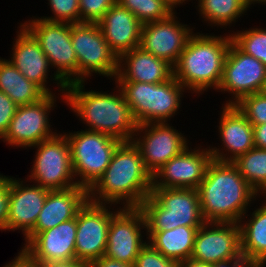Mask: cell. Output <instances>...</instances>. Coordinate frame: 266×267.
<instances>
[{"instance_id": "obj_8", "label": "cell", "mask_w": 266, "mask_h": 267, "mask_svg": "<svg viewBox=\"0 0 266 267\" xmlns=\"http://www.w3.org/2000/svg\"><path fill=\"white\" fill-rule=\"evenodd\" d=\"M70 150L74 176L77 184L89 190L103 175L112 155L121 143L108 134L97 131H77L65 134Z\"/></svg>"}, {"instance_id": "obj_11", "label": "cell", "mask_w": 266, "mask_h": 267, "mask_svg": "<svg viewBox=\"0 0 266 267\" xmlns=\"http://www.w3.org/2000/svg\"><path fill=\"white\" fill-rule=\"evenodd\" d=\"M106 204L93 203L87 200L76 215V259L92 263L105 255L107 248L108 228L112 216Z\"/></svg>"}, {"instance_id": "obj_2", "label": "cell", "mask_w": 266, "mask_h": 267, "mask_svg": "<svg viewBox=\"0 0 266 267\" xmlns=\"http://www.w3.org/2000/svg\"><path fill=\"white\" fill-rule=\"evenodd\" d=\"M197 190L202 216L210 223L243 222L249 202L257 196L232 162L216 160L209 164Z\"/></svg>"}, {"instance_id": "obj_13", "label": "cell", "mask_w": 266, "mask_h": 267, "mask_svg": "<svg viewBox=\"0 0 266 267\" xmlns=\"http://www.w3.org/2000/svg\"><path fill=\"white\" fill-rule=\"evenodd\" d=\"M143 227V228H142ZM146 230L145 217L139 207H123L111 218L105 256L133 265L143 242L141 229Z\"/></svg>"}, {"instance_id": "obj_14", "label": "cell", "mask_w": 266, "mask_h": 267, "mask_svg": "<svg viewBox=\"0 0 266 267\" xmlns=\"http://www.w3.org/2000/svg\"><path fill=\"white\" fill-rule=\"evenodd\" d=\"M265 78L266 66L231 42L218 87L221 92L227 91L235 96L226 105H234L246 95L259 93Z\"/></svg>"}, {"instance_id": "obj_26", "label": "cell", "mask_w": 266, "mask_h": 267, "mask_svg": "<svg viewBox=\"0 0 266 267\" xmlns=\"http://www.w3.org/2000/svg\"><path fill=\"white\" fill-rule=\"evenodd\" d=\"M199 228L179 226L172 230L147 231L148 243L166 258L181 263L191 257Z\"/></svg>"}, {"instance_id": "obj_9", "label": "cell", "mask_w": 266, "mask_h": 267, "mask_svg": "<svg viewBox=\"0 0 266 267\" xmlns=\"http://www.w3.org/2000/svg\"><path fill=\"white\" fill-rule=\"evenodd\" d=\"M71 41L78 61V82L92 73L117 75L119 58L111 50L98 23L71 24Z\"/></svg>"}, {"instance_id": "obj_12", "label": "cell", "mask_w": 266, "mask_h": 267, "mask_svg": "<svg viewBox=\"0 0 266 267\" xmlns=\"http://www.w3.org/2000/svg\"><path fill=\"white\" fill-rule=\"evenodd\" d=\"M55 94H46L38 102L17 106L5 135L1 138L14 147H32L54 137L48 115L55 103Z\"/></svg>"}, {"instance_id": "obj_16", "label": "cell", "mask_w": 266, "mask_h": 267, "mask_svg": "<svg viewBox=\"0 0 266 267\" xmlns=\"http://www.w3.org/2000/svg\"><path fill=\"white\" fill-rule=\"evenodd\" d=\"M191 257L210 264L245 259L241 255L240 223L205 222L196 233Z\"/></svg>"}, {"instance_id": "obj_38", "label": "cell", "mask_w": 266, "mask_h": 267, "mask_svg": "<svg viewBox=\"0 0 266 267\" xmlns=\"http://www.w3.org/2000/svg\"><path fill=\"white\" fill-rule=\"evenodd\" d=\"M9 178L0 175V229L6 230L8 217Z\"/></svg>"}, {"instance_id": "obj_22", "label": "cell", "mask_w": 266, "mask_h": 267, "mask_svg": "<svg viewBox=\"0 0 266 267\" xmlns=\"http://www.w3.org/2000/svg\"><path fill=\"white\" fill-rule=\"evenodd\" d=\"M87 200L88 190L79 185L66 190L49 191L33 232L25 239L26 244L37 233L75 218Z\"/></svg>"}, {"instance_id": "obj_20", "label": "cell", "mask_w": 266, "mask_h": 267, "mask_svg": "<svg viewBox=\"0 0 266 267\" xmlns=\"http://www.w3.org/2000/svg\"><path fill=\"white\" fill-rule=\"evenodd\" d=\"M76 217L54 228L37 233L23 247L37 262L76 259Z\"/></svg>"}, {"instance_id": "obj_4", "label": "cell", "mask_w": 266, "mask_h": 267, "mask_svg": "<svg viewBox=\"0 0 266 267\" xmlns=\"http://www.w3.org/2000/svg\"><path fill=\"white\" fill-rule=\"evenodd\" d=\"M232 42L226 37L192 34L174 66V77L184 88L194 92L218 89L225 59Z\"/></svg>"}, {"instance_id": "obj_36", "label": "cell", "mask_w": 266, "mask_h": 267, "mask_svg": "<svg viewBox=\"0 0 266 267\" xmlns=\"http://www.w3.org/2000/svg\"><path fill=\"white\" fill-rule=\"evenodd\" d=\"M180 263L166 258L147 243L137 256L134 267H179Z\"/></svg>"}, {"instance_id": "obj_21", "label": "cell", "mask_w": 266, "mask_h": 267, "mask_svg": "<svg viewBox=\"0 0 266 267\" xmlns=\"http://www.w3.org/2000/svg\"><path fill=\"white\" fill-rule=\"evenodd\" d=\"M219 132L224 144V150L230 152V156L219 152L220 150L211 148L213 160L220 162H233L239 156L244 155L250 149L255 147L253 137V125L238 110L235 105H226L223 107L220 117ZM226 147V148H225ZM223 153V154H222Z\"/></svg>"}, {"instance_id": "obj_37", "label": "cell", "mask_w": 266, "mask_h": 267, "mask_svg": "<svg viewBox=\"0 0 266 267\" xmlns=\"http://www.w3.org/2000/svg\"><path fill=\"white\" fill-rule=\"evenodd\" d=\"M16 109L17 105L10 97L0 91V139L5 135Z\"/></svg>"}, {"instance_id": "obj_34", "label": "cell", "mask_w": 266, "mask_h": 267, "mask_svg": "<svg viewBox=\"0 0 266 267\" xmlns=\"http://www.w3.org/2000/svg\"><path fill=\"white\" fill-rule=\"evenodd\" d=\"M49 3L54 17H41V19L69 24L80 23L79 0H49Z\"/></svg>"}, {"instance_id": "obj_27", "label": "cell", "mask_w": 266, "mask_h": 267, "mask_svg": "<svg viewBox=\"0 0 266 267\" xmlns=\"http://www.w3.org/2000/svg\"><path fill=\"white\" fill-rule=\"evenodd\" d=\"M250 219L240 223L241 255L253 267H263L266 264V203L256 209Z\"/></svg>"}, {"instance_id": "obj_3", "label": "cell", "mask_w": 266, "mask_h": 267, "mask_svg": "<svg viewBox=\"0 0 266 267\" xmlns=\"http://www.w3.org/2000/svg\"><path fill=\"white\" fill-rule=\"evenodd\" d=\"M84 82L67 85L65 102L89 126V131L108 134L121 142L132 141L137 132L135 119L122 91L119 95L85 91Z\"/></svg>"}, {"instance_id": "obj_40", "label": "cell", "mask_w": 266, "mask_h": 267, "mask_svg": "<svg viewBox=\"0 0 266 267\" xmlns=\"http://www.w3.org/2000/svg\"><path fill=\"white\" fill-rule=\"evenodd\" d=\"M39 264L40 267H90V263L77 259L54 262H41Z\"/></svg>"}, {"instance_id": "obj_39", "label": "cell", "mask_w": 266, "mask_h": 267, "mask_svg": "<svg viewBox=\"0 0 266 267\" xmlns=\"http://www.w3.org/2000/svg\"><path fill=\"white\" fill-rule=\"evenodd\" d=\"M4 267H40V264L24 248H22L21 252L18 253V256Z\"/></svg>"}, {"instance_id": "obj_33", "label": "cell", "mask_w": 266, "mask_h": 267, "mask_svg": "<svg viewBox=\"0 0 266 267\" xmlns=\"http://www.w3.org/2000/svg\"><path fill=\"white\" fill-rule=\"evenodd\" d=\"M234 105L253 126L266 123V96L260 93L249 94Z\"/></svg>"}, {"instance_id": "obj_6", "label": "cell", "mask_w": 266, "mask_h": 267, "mask_svg": "<svg viewBox=\"0 0 266 267\" xmlns=\"http://www.w3.org/2000/svg\"><path fill=\"white\" fill-rule=\"evenodd\" d=\"M130 106L138 125L164 123L180 107L184 87L173 76L170 80L152 84L143 82H116ZM169 118V120H168Z\"/></svg>"}, {"instance_id": "obj_1", "label": "cell", "mask_w": 266, "mask_h": 267, "mask_svg": "<svg viewBox=\"0 0 266 267\" xmlns=\"http://www.w3.org/2000/svg\"><path fill=\"white\" fill-rule=\"evenodd\" d=\"M152 180L138 147L132 141L121 142L106 171L88 190V200L106 205L125 200L124 207H140L151 193Z\"/></svg>"}, {"instance_id": "obj_5", "label": "cell", "mask_w": 266, "mask_h": 267, "mask_svg": "<svg viewBox=\"0 0 266 267\" xmlns=\"http://www.w3.org/2000/svg\"><path fill=\"white\" fill-rule=\"evenodd\" d=\"M139 208L145 217L147 231L201 227L205 223L197 189L152 188Z\"/></svg>"}, {"instance_id": "obj_43", "label": "cell", "mask_w": 266, "mask_h": 267, "mask_svg": "<svg viewBox=\"0 0 266 267\" xmlns=\"http://www.w3.org/2000/svg\"><path fill=\"white\" fill-rule=\"evenodd\" d=\"M213 267H253L246 259H231L213 264Z\"/></svg>"}, {"instance_id": "obj_24", "label": "cell", "mask_w": 266, "mask_h": 267, "mask_svg": "<svg viewBox=\"0 0 266 267\" xmlns=\"http://www.w3.org/2000/svg\"><path fill=\"white\" fill-rule=\"evenodd\" d=\"M111 50L119 58L139 47L142 24L128 9L116 2L98 22Z\"/></svg>"}, {"instance_id": "obj_23", "label": "cell", "mask_w": 266, "mask_h": 267, "mask_svg": "<svg viewBox=\"0 0 266 267\" xmlns=\"http://www.w3.org/2000/svg\"><path fill=\"white\" fill-rule=\"evenodd\" d=\"M118 61L119 68L115 76V82L158 84L166 82L174 76V67L170 63L144 51L140 47L122 54ZM123 65H125V68Z\"/></svg>"}, {"instance_id": "obj_7", "label": "cell", "mask_w": 266, "mask_h": 267, "mask_svg": "<svg viewBox=\"0 0 266 267\" xmlns=\"http://www.w3.org/2000/svg\"><path fill=\"white\" fill-rule=\"evenodd\" d=\"M37 40L49 64L57 68L55 83L62 92L78 82V61L71 41V24L32 19L22 24Z\"/></svg>"}, {"instance_id": "obj_19", "label": "cell", "mask_w": 266, "mask_h": 267, "mask_svg": "<svg viewBox=\"0 0 266 267\" xmlns=\"http://www.w3.org/2000/svg\"><path fill=\"white\" fill-rule=\"evenodd\" d=\"M19 181L9 177L6 230H22L26 239L33 232L50 190L39 185L29 187Z\"/></svg>"}, {"instance_id": "obj_28", "label": "cell", "mask_w": 266, "mask_h": 267, "mask_svg": "<svg viewBox=\"0 0 266 267\" xmlns=\"http://www.w3.org/2000/svg\"><path fill=\"white\" fill-rule=\"evenodd\" d=\"M0 91L17 105L23 106L42 99L46 93L28 80L10 61L0 59Z\"/></svg>"}, {"instance_id": "obj_25", "label": "cell", "mask_w": 266, "mask_h": 267, "mask_svg": "<svg viewBox=\"0 0 266 267\" xmlns=\"http://www.w3.org/2000/svg\"><path fill=\"white\" fill-rule=\"evenodd\" d=\"M13 54L9 60L28 80L38 85L46 94H52L46 86L49 62L34 36L21 24Z\"/></svg>"}, {"instance_id": "obj_42", "label": "cell", "mask_w": 266, "mask_h": 267, "mask_svg": "<svg viewBox=\"0 0 266 267\" xmlns=\"http://www.w3.org/2000/svg\"><path fill=\"white\" fill-rule=\"evenodd\" d=\"M90 267H134V266L118 260L108 258L104 255L99 259L94 260L90 264Z\"/></svg>"}, {"instance_id": "obj_35", "label": "cell", "mask_w": 266, "mask_h": 267, "mask_svg": "<svg viewBox=\"0 0 266 267\" xmlns=\"http://www.w3.org/2000/svg\"><path fill=\"white\" fill-rule=\"evenodd\" d=\"M117 0H79L80 23H98Z\"/></svg>"}, {"instance_id": "obj_15", "label": "cell", "mask_w": 266, "mask_h": 267, "mask_svg": "<svg viewBox=\"0 0 266 267\" xmlns=\"http://www.w3.org/2000/svg\"><path fill=\"white\" fill-rule=\"evenodd\" d=\"M136 131L138 132L135 135L144 131L143 139L141 136L139 139L134 137L132 142L141 152L144 165L152 176L167 161L188 147L187 140L182 136V133L169 126L167 122L141 124L137 126Z\"/></svg>"}, {"instance_id": "obj_46", "label": "cell", "mask_w": 266, "mask_h": 267, "mask_svg": "<svg viewBox=\"0 0 266 267\" xmlns=\"http://www.w3.org/2000/svg\"><path fill=\"white\" fill-rule=\"evenodd\" d=\"M168 3H170L173 7L177 4H181L183 3L184 1H187V0H166Z\"/></svg>"}, {"instance_id": "obj_17", "label": "cell", "mask_w": 266, "mask_h": 267, "mask_svg": "<svg viewBox=\"0 0 266 267\" xmlns=\"http://www.w3.org/2000/svg\"><path fill=\"white\" fill-rule=\"evenodd\" d=\"M192 151L187 147L180 154L167 161L152 176V188L198 189L206 176L213 156L210 147L209 149L200 150L199 148Z\"/></svg>"}, {"instance_id": "obj_31", "label": "cell", "mask_w": 266, "mask_h": 267, "mask_svg": "<svg viewBox=\"0 0 266 267\" xmlns=\"http://www.w3.org/2000/svg\"><path fill=\"white\" fill-rule=\"evenodd\" d=\"M117 2L133 13L142 25L167 19L175 9L166 0H117Z\"/></svg>"}, {"instance_id": "obj_45", "label": "cell", "mask_w": 266, "mask_h": 267, "mask_svg": "<svg viewBox=\"0 0 266 267\" xmlns=\"http://www.w3.org/2000/svg\"><path fill=\"white\" fill-rule=\"evenodd\" d=\"M245 2H246V4H247V6L250 8V5L253 3H264V5H265V3H266V0H245Z\"/></svg>"}, {"instance_id": "obj_10", "label": "cell", "mask_w": 266, "mask_h": 267, "mask_svg": "<svg viewBox=\"0 0 266 267\" xmlns=\"http://www.w3.org/2000/svg\"><path fill=\"white\" fill-rule=\"evenodd\" d=\"M37 146V147H36ZM32 147L38 148L32 173L29 176L43 188L66 190L77 186L71 159V150L66 136L56 134Z\"/></svg>"}, {"instance_id": "obj_29", "label": "cell", "mask_w": 266, "mask_h": 267, "mask_svg": "<svg viewBox=\"0 0 266 267\" xmlns=\"http://www.w3.org/2000/svg\"><path fill=\"white\" fill-rule=\"evenodd\" d=\"M232 163L257 195L261 192L266 195V149L253 147Z\"/></svg>"}, {"instance_id": "obj_47", "label": "cell", "mask_w": 266, "mask_h": 267, "mask_svg": "<svg viewBox=\"0 0 266 267\" xmlns=\"http://www.w3.org/2000/svg\"><path fill=\"white\" fill-rule=\"evenodd\" d=\"M259 93L264 95V96H266V78L263 81V84L261 86V89H260Z\"/></svg>"}, {"instance_id": "obj_44", "label": "cell", "mask_w": 266, "mask_h": 267, "mask_svg": "<svg viewBox=\"0 0 266 267\" xmlns=\"http://www.w3.org/2000/svg\"><path fill=\"white\" fill-rule=\"evenodd\" d=\"M179 267H213V264L202 262L192 257L180 263Z\"/></svg>"}, {"instance_id": "obj_41", "label": "cell", "mask_w": 266, "mask_h": 267, "mask_svg": "<svg viewBox=\"0 0 266 267\" xmlns=\"http://www.w3.org/2000/svg\"><path fill=\"white\" fill-rule=\"evenodd\" d=\"M254 145L266 149V123L253 126Z\"/></svg>"}, {"instance_id": "obj_18", "label": "cell", "mask_w": 266, "mask_h": 267, "mask_svg": "<svg viewBox=\"0 0 266 267\" xmlns=\"http://www.w3.org/2000/svg\"><path fill=\"white\" fill-rule=\"evenodd\" d=\"M172 13L167 19L142 25L139 47L166 60L173 67L178 62L188 39L193 34L188 25L176 21Z\"/></svg>"}, {"instance_id": "obj_30", "label": "cell", "mask_w": 266, "mask_h": 267, "mask_svg": "<svg viewBox=\"0 0 266 267\" xmlns=\"http://www.w3.org/2000/svg\"><path fill=\"white\" fill-rule=\"evenodd\" d=\"M199 12L211 24L227 26L235 22L248 6L245 0H198Z\"/></svg>"}, {"instance_id": "obj_32", "label": "cell", "mask_w": 266, "mask_h": 267, "mask_svg": "<svg viewBox=\"0 0 266 267\" xmlns=\"http://www.w3.org/2000/svg\"><path fill=\"white\" fill-rule=\"evenodd\" d=\"M232 42L245 54L253 56L266 66V29L253 28L231 34Z\"/></svg>"}]
</instances>
